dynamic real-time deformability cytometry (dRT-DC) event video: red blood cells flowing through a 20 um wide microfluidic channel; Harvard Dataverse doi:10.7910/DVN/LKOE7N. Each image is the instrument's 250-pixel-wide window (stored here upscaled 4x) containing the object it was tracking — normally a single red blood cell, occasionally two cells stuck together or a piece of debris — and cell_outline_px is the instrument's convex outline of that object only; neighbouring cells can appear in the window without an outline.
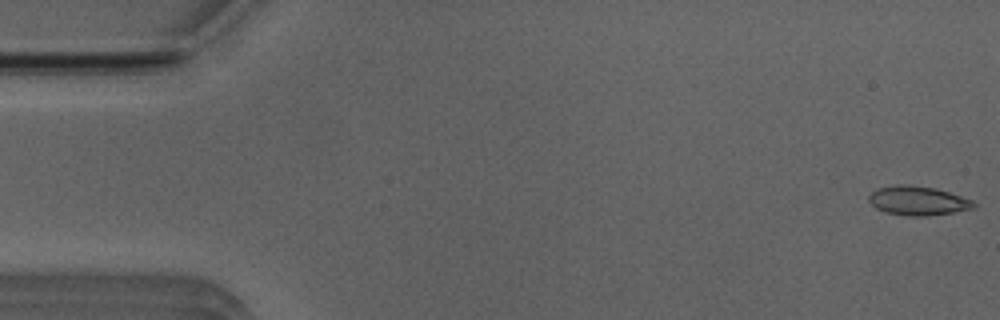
{"species": "Egyptian fruit bat (a non-hibernating species)", "species_latin": "Rousettus aegyptiacus", "temperature_condition": "room temperature", "stored_images_in_passage": 51, "camera_frame_rate_fps": 3000, "um_per_image_px": 0.085, "animal": {"sex": "male"}, "frame": {"image": 1, "passage_image": 1, "time_ms": 0.0, "image_size_px": [1000, 320], "cell_outline_px": [[976, 208], [928, 216], [908, 216], [888, 212], [876, 208], [868, 200], [868, 196], [876, 188], [896, 184], [908, 184], [936, 188], [972, 200], [976, 204]], "centroid_in_image_um": [78.01, 17.05], "position_along_channel_um": 7.0, "area_um2": 17.8}}
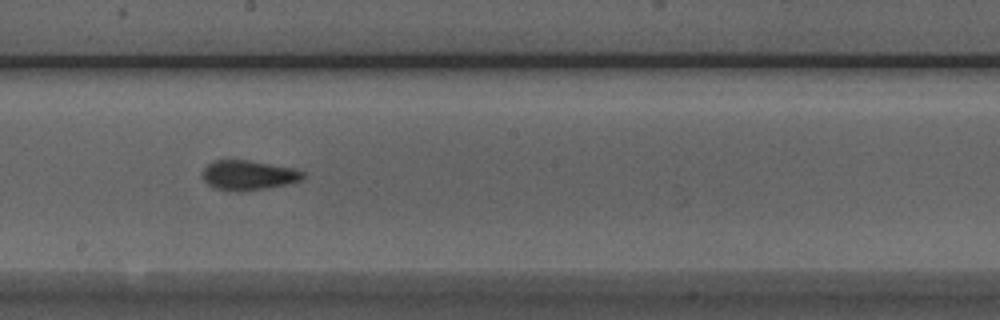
{"frame": {"image": 2, "passage_image": 28, "time_ms": 9.0, "image_size_px": [1000, 320], "cell_outline_px": [[304, 176], [300, 180], [284, 184], [264, 188], [240, 192], [236, 192], [216, 188], [208, 184], [200, 176], [200, 172], [212, 160], [248, 160], [296, 168], [304, 172]], "centroid_in_image_um": [21.06, 14.88], "position_along_channel_um": 227.1, "area_um2": 17.46}}
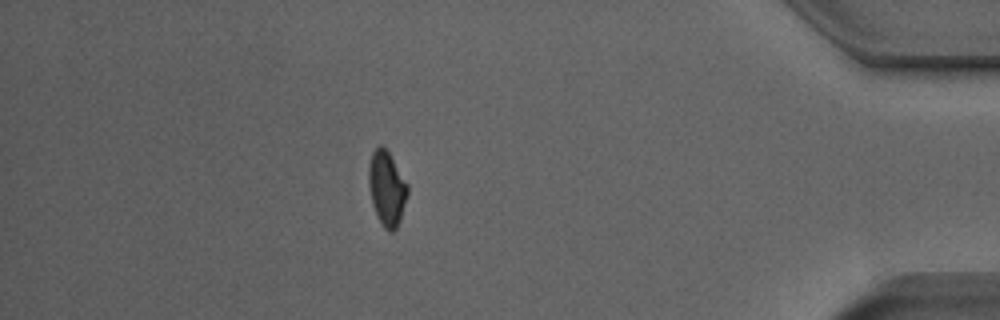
{"frame": {"image": 3, "passage_image": 45, "time_ms": 14.667, "image_size_px": [1000, 320], "cell_outline_px": [[408, 192], [400, 220], [396, 228], [392, 232], [388, 232], [384, 228], [376, 216], [372, 204], [368, 184], [368, 168], [372, 152], [380, 144], [388, 152], [408, 184]], "centroid_in_image_um": [32.86, 16.04], "position_along_channel_um": 402.3, "area_um2": 16.88}, "authors_computed_cell_mechanics": {"area_um2": 17.1088, "velocity_mm_per_s": 3.9497, "shape_relaxation_time_tau1_ms": 6.3664, "shape_relaxation_time_tau2_ms": 2.4208, "deformation_change_tau1": 0.1604, "deformation_change_tau2": 0.0599}}